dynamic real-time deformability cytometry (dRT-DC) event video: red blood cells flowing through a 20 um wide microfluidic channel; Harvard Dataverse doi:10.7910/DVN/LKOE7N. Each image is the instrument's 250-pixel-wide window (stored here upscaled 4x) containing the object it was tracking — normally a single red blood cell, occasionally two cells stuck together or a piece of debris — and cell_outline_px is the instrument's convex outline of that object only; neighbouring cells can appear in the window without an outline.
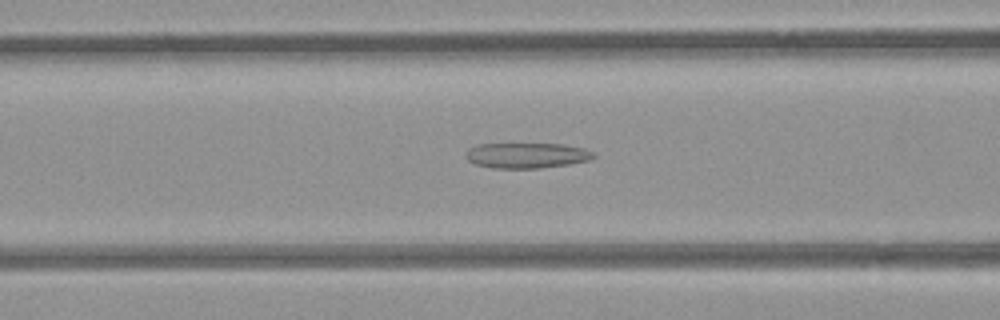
{"species": "common noctule bat (a hibernating species)", "species_latin": "Nyctalus noctula", "temperature_condition": "room temperature", "stored_images_in_passage": 30, "camera_frame_rate_fps": 3000, "um_per_image_px": 0.085, "animal": {"sex": "female", "body_mass_g": 21.9}, "frame": {"image": 1, "passage_image": 6, "time_ms": 1.667, "image_size_px": [1000, 320], "cell_outline_px": [[596, 156], [588, 160], [568, 164], [540, 168], [492, 168], [476, 164], [468, 160], [464, 156], [468, 148], [476, 144], [564, 144], [584, 148], [592, 152]], "centroid_in_image_um": [44.73, 13.2], "position_along_channel_um": 121.9, "area_um2": 18.9}}
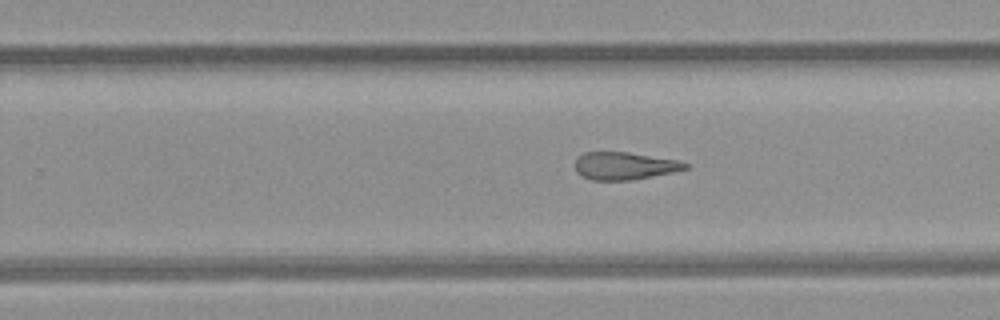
{"frame": {"image": 2, "passage_image": 18, "time_ms": 5.667, "image_size_px": [1000, 320], "cell_outline_px": [[688, 168], [672, 172], [632, 180], [592, 180], [580, 176], [576, 172], [576, 160], [584, 152], [628, 152], [680, 160], [688, 164]], "centroid_in_image_um": [53.08, 14.1], "position_along_channel_um": 276.7, "area_um2": 17.69}}
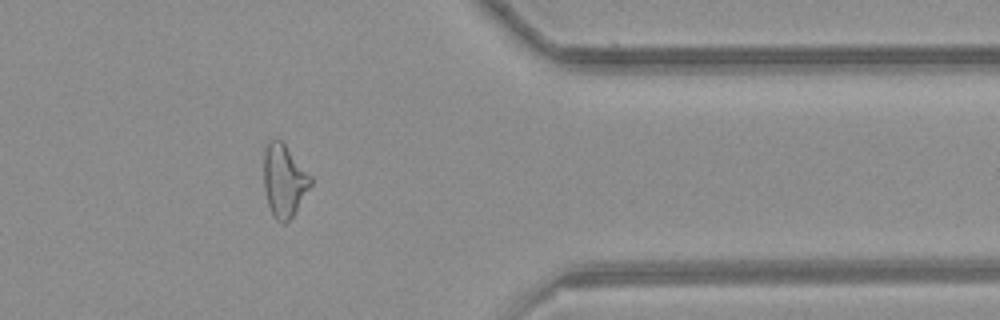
{"frame": {"image": 3, "passage_image": 28, "time_ms": 9.0, "image_size_px": [1000, 320], "cell_outline_px": [[312, 184], [292, 216], [284, 224], [276, 220], [272, 216], [268, 204], [264, 188], [264, 148], [268, 140], [276, 136], [284, 144], [312, 176]], "centroid_in_image_um": [24.13, 15.32], "position_along_channel_um": 387.3, "area_um2": 19.88}, "authors_computed_cell_mechanics": {"area_um2": 18.7272, "velocity_mm_per_s": 3.8656, "shape_relaxation_time_tau1_ms": null, "shape_relaxation_time_tau2_ms": 6.8715, "deformation_change_tau1": null, "deformation_change_tau2": 0.2131}}